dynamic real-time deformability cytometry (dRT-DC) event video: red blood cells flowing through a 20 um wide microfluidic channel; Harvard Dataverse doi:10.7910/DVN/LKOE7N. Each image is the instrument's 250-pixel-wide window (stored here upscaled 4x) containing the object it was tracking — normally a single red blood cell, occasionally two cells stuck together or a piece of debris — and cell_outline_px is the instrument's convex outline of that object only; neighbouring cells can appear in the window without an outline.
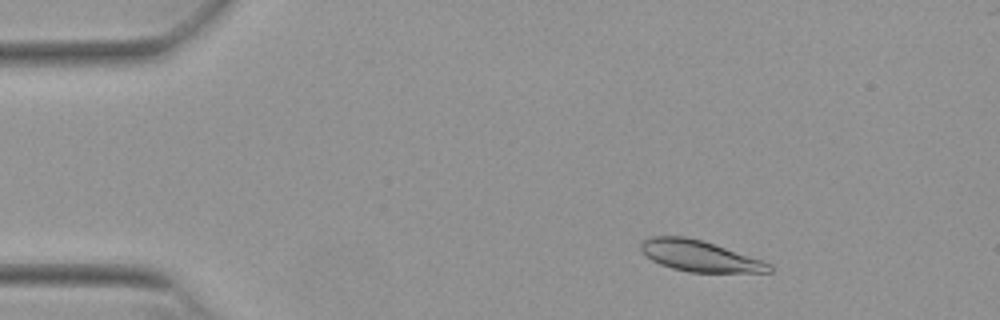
{"species": "Egyptian fruit bat (a non-hibernating species)", "species_latin": "Rousettus aegyptiacus", "temperature_condition": "warm", "stored_images_in_passage": 52, "camera_frame_rate_fps": 3000, "um_per_image_px": 0.085, "animal": {"sex": "female"}, "frame": {"image": 1, "passage_image": 7, "time_ms": 2.0, "image_size_px": [1000, 320], "cell_outline_px": [[772, 272], [688, 272], [672, 268], [660, 264], [644, 256], [640, 248], [640, 244], [644, 240], [652, 236], [684, 236], [700, 240], [772, 264]], "centroid_in_image_um": [59.4, 21.76], "position_along_channel_um": 25.6, "area_um2": 22.77}}
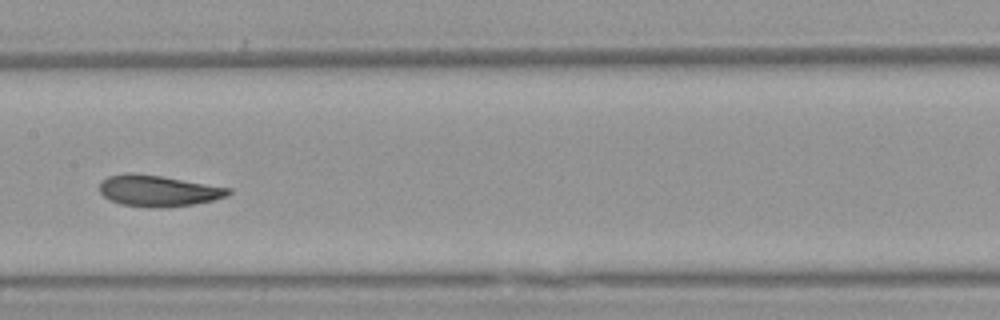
{"frame": {"image": 2, "passage_image": 26, "time_ms": 8.333, "image_size_px": [1000, 320], "cell_outline_px": [[232, 192], [228, 196], [212, 200], [192, 204], [160, 208], [152, 208], [120, 204], [104, 196], [100, 192], [100, 180], [108, 176], [128, 172], [132, 172], [160, 176], [232, 188]], "centroid_in_image_um": [13.44, 16.21], "position_along_channel_um": 194.0, "area_um2": 23.41}}
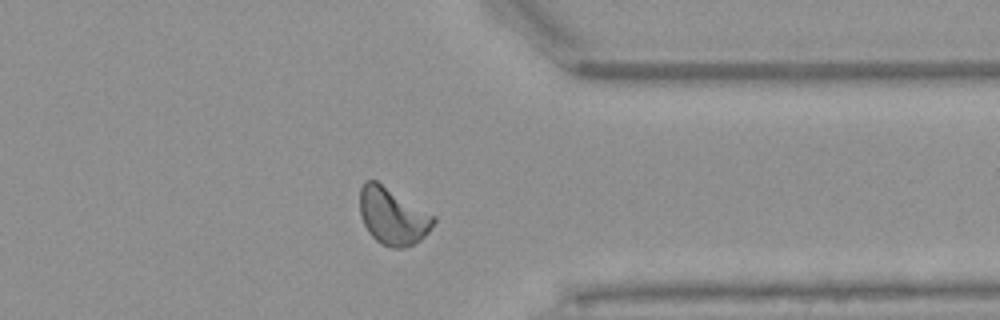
{"frame": {"image": 3, "passage_image": 41, "time_ms": 13.333, "image_size_px": [1000, 320], "cell_outline_px": [[436, 220], [432, 228], [420, 240], [404, 248], [392, 248], [380, 244], [368, 232], [360, 216], [360, 188], [368, 180], [376, 180], [436, 216]], "centroid_in_image_um": [33.39, 18.39], "position_along_channel_um": 378.0, "area_um2": 24.51}, "authors_computed_cell_mechanics": {"area_um2": 23.3512, "velocity_mm_per_s": 3.8257, "shape_relaxation_time_tau1_ms": 5.0809, "shape_relaxation_time_tau2_ms": 1.9392, "deformation_change_tau1": 0.1562, "deformation_change_tau2": 0.0669}}